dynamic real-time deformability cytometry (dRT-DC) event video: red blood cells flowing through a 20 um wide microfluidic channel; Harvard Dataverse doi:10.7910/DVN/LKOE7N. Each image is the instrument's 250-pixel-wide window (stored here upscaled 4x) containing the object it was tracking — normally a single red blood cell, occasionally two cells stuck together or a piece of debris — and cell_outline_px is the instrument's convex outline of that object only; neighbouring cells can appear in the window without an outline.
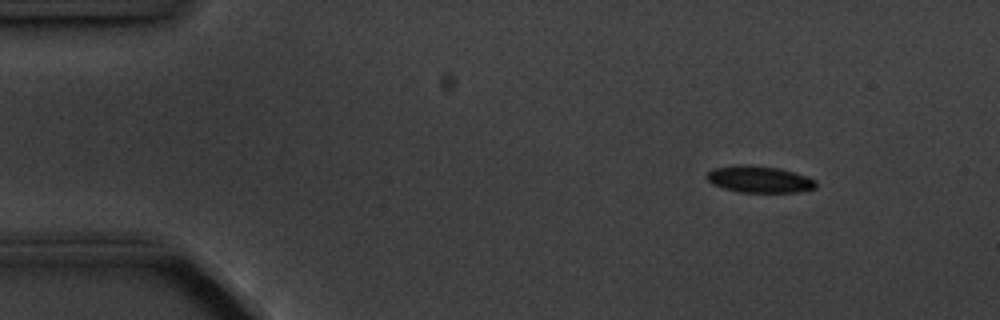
{"species": "common noctule bat (a hibernating species)", "species_latin": "Nyctalus noctula", "temperature_condition": "cold", "stored_images_in_passage": 9, "camera_frame_rate_fps": 3000, "um_per_image_px": 0.085, "animal": {"sex": "male", "body_mass_g": 20.1, "forearm_length_mm": 53.5}, "frame": {"image": 1, "passage_image": 1, "time_ms": 0.0, "image_size_px": [1000, 320], "cell_outline_px": [[816, 188], [800, 192], [740, 192], [724, 188], [712, 184], [704, 176], [712, 168], [736, 164], [748, 164], [780, 168], [816, 180]], "centroid_in_image_um": [64.5, 15.23], "position_along_channel_um": 20.5, "area_um2": 17.11}}
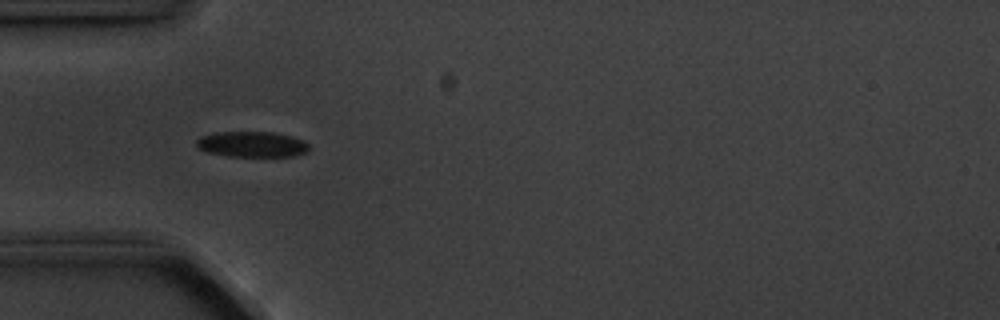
{"frame": {"image": 2, "passage_image": 4, "time_ms": 3.333, "image_size_px": [1000, 320], "cell_outline_px": [[308, 152], [296, 156], [228, 156], [208, 152], [196, 148], [196, 140], [200, 136], [216, 132], [272, 132], [292, 136], [304, 140], [308, 144]], "centroid_in_image_um": [21.41, 12.26], "position_along_channel_um": 63.6, "area_um2": 16.94}}